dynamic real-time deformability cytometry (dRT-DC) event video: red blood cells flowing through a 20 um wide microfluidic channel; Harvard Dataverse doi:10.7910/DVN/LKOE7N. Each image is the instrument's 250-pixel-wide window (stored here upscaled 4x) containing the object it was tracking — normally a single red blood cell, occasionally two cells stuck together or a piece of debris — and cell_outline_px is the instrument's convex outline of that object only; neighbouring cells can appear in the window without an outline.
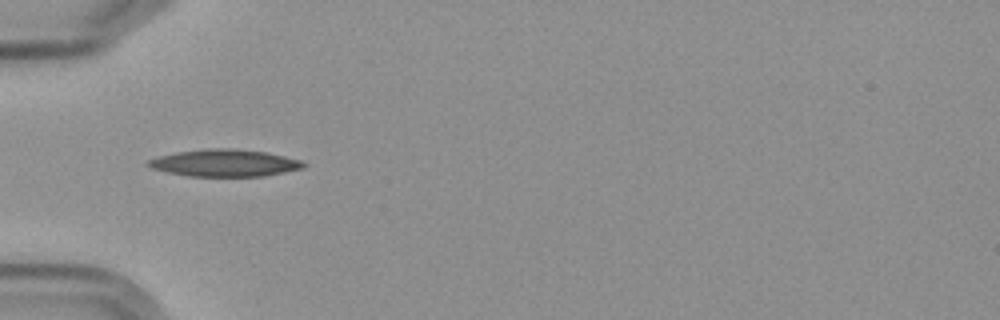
{"species": "Egyptian fruit bat (a non-hibernating species)", "species_latin": "Rousettus aegyptiacus", "temperature_condition": "cold", "stored_images_in_passage": 3, "camera_frame_rate_fps": 3000, "um_per_image_px": 0.085, "frame": {"image": 1, "passage_image": 2, "time_ms": 1.333, "image_size_px": [1000, 320], "cell_outline_px": [[308, 164], [304, 168], [264, 176], [188, 176], [168, 172], [152, 168], [144, 164], [148, 160], [156, 156], [176, 152], [204, 148], [236, 148], [268, 152], [300, 160]], "centroid_in_image_um": [19.08, 13.84], "position_along_channel_um": 65.9, "area_um2": 24.8}}
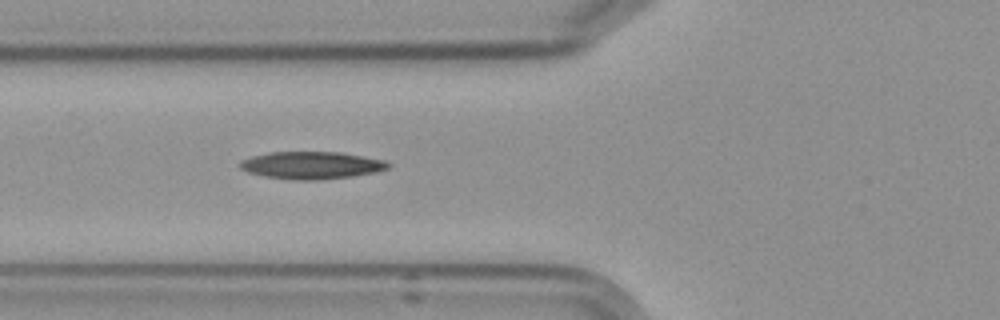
{"frame": {"image": 2, "passage_image": 3, "time_ms": 2.333, "image_size_px": [1000, 320], "cell_outline_px": [[392, 164], [388, 168], [372, 172], [352, 176], [312, 180], [296, 180], [264, 176], [248, 172], [240, 168], [240, 160], [252, 156], [268, 152], [340, 152], [384, 160]], "centroid_in_image_um": [26.44, 14.04], "position_along_channel_um": 99.4, "area_um2": 23.41}}